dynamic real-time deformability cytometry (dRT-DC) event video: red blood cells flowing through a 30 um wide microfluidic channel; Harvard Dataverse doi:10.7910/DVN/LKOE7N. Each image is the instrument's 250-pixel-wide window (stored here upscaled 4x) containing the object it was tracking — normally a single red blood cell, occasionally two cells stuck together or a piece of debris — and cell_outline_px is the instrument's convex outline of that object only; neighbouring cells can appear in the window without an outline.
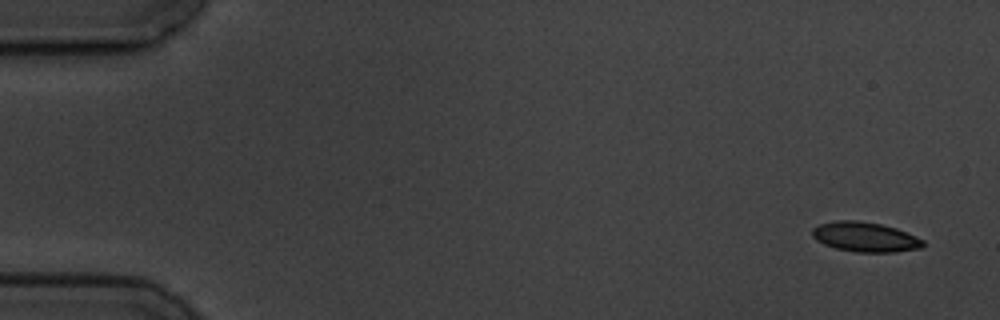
{"species": "common noctule bat (a hibernating species)", "species_latin": "Nyctalus noctula", "temperature_condition": "cold", "stored_images_in_passage": 6, "segment_of_instrument_passage": [1, 2], "camera_frame_rate_fps": 3000, "um_per_image_px": 0.085, "animal": {"sex": "male", "body_mass_g": 19.5, "forearm_length_mm": 54.6}, "frame": {"image": 1, "passage_image": 1, "time_ms": 0.0, "image_size_px": [1000, 320], "cell_outline_px": [[924, 244], [920, 248], [896, 252], [856, 252], [836, 248], [824, 244], [816, 240], [812, 236], [812, 228], [820, 224], [836, 220], [856, 220], [880, 224], [896, 228], [916, 236], [924, 240]], "centroid_in_image_um": [73.53, 20.14], "position_along_channel_um": 11.5, "area_um2": 19.19}}
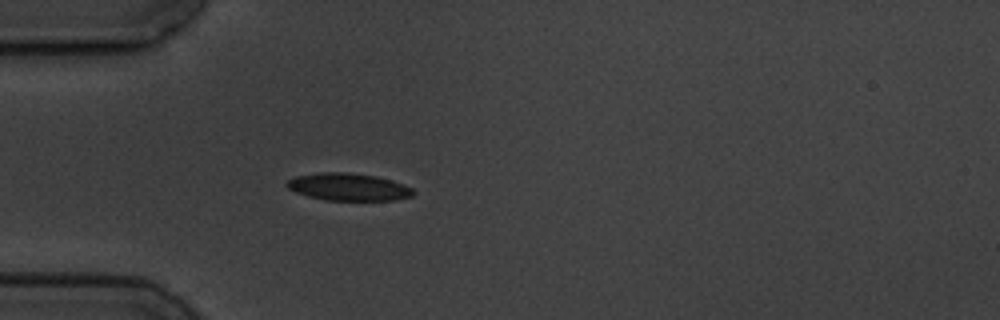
{"frame": {"image": 2, "passage_image": 5, "time_ms": 4.667, "image_size_px": [1000, 320], "cell_outline_px": [[416, 192], [412, 196], [392, 200], [324, 200], [308, 196], [296, 192], [288, 188], [284, 184], [288, 180], [296, 176], [320, 172], [348, 172], [376, 176], [404, 184], [412, 188]], "centroid_in_image_um": [29.6, 15.88], "position_along_channel_um": 55.4, "area_um2": 20.17}}